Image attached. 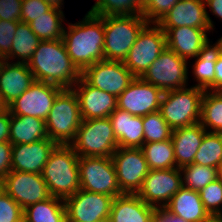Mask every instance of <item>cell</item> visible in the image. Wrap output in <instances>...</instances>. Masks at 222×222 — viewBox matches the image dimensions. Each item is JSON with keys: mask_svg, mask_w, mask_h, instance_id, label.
Here are the masks:
<instances>
[{"mask_svg": "<svg viewBox=\"0 0 222 222\" xmlns=\"http://www.w3.org/2000/svg\"><path fill=\"white\" fill-rule=\"evenodd\" d=\"M9 138L10 143L16 145L30 144L49 137L43 119L11 114Z\"/></svg>", "mask_w": 222, "mask_h": 222, "instance_id": "4316f807", "label": "cell"}, {"mask_svg": "<svg viewBox=\"0 0 222 222\" xmlns=\"http://www.w3.org/2000/svg\"><path fill=\"white\" fill-rule=\"evenodd\" d=\"M113 197L79 189L64 199L66 222H99L110 216Z\"/></svg>", "mask_w": 222, "mask_h": 222, "instance_id": "7c38bea8", "label": "cell"}, {"mask_svg": "<svg viewBox=\"0 0 222 222\" xmlns=\"http://www.w3.org/2000/svg\"><path fill=\"white\" fill-rule=\"evenodd\" d=\"M204 0H179L157 24L161 28L194 27L213 29Z\"/></svg>", "mask_w": 222, "mask_h": 222, "instance_id": "d6986e66", "label": "cell"}, {"mask_svg": "<svg viewBox=\"0 0 222 222\" xmlns=\"http://www.w3.org/2000/svg\"><path fill=\"white\" fill-rule=\"evenodd\" d=\"M212 91H222V57L219 56L215 63V76L212 82Z\"/></svg>", "mask_w": 222, "mask_h": 222, "instance_id": "7dc6e473", "label": "cell"}, {"mask_svg": "<svg viewBox=\"0 0 222 222\" xmlns=\"http://www.w3.org/2000/svg\"><path fill=\"white\" fill-rule=\"evenodd\" d=\"M206 132L200 122L173 130L171 140L174 147L176 167L181 168L193 163L195 154L201 146Z\"/></svg>", "mask_w": 222, "mask_h": 222, "instance_id": "d4e9b609", "label": "cell"}, {"mask_svg": "<svg viewBox=\"0 0 222 222\" xmlns=\"http://www.w3.org/2000/svg\"><path fill=\"white\" fill-rule=\"evenodd\" d=\"M10 119V111L8 108L4 107L0 112V143L4 141L10 142Z\"/></svg>", "mask_w": 222, "mask_h": 222, "instance_id": "f6af8a7d", "label": "cell"}, {"mask_svg": "<svg viewBox=\"0 0 222 222\" xmlns=\"http://www.w3.org/2000/svg\"><path fill=\"white\" fill-rule=\"evenodd\" d=\"M149 170L176 168L174 147L171 139L161 142L144 143L141 146Z\"/></svg>", "mask_w": 222, "mask_h": 222, "instance_id": "4dcf8cb0", "label": "cell"}, {"mask_svg": "<svg viewBox=\"0 0 222 222\" xmlns=\"http://www.w3.org/2000/svg\"><path fill=\"white\" fill-rule=\"evenodd\" d=\"M80 189L115 198L124 194L111 157H79Z\"/></svg>", "mask_w": 222, "mask_h": 222, "instance_id": "9c48e42d", "label": "cell"}, {"mask_svg": "<svg viewBox=\"0 0 222 222\" xmlns=\"http://www.w3.org/2000/svg\"><path fill=\"white\" fill-rule=\"evenodd\" d=\"M62 90L56 85L35 81L7 108L13 115L31 116L45 121L57 95Z\"/></svg>", "mask_w": 222, "mask_h": 222, "instance_id": "9a60e30c", "label": "cell"}, {"mask_svg": "<svg viewBox=\"0 0 222 222\" xmlns=\"http://www.w3.org/2000/svg\"><path fill=\"white\" fill-rule=\"evenodd\" d=\"M111 158L121 191L128 194H137L149 172L141 148L118 147Z\"/></svg>", "mask_w": 222, "mask_h": 222, "instance_id": "8fae6325", "label": "cell"}, {"mask_svg": "<svg viewBox=\"0 0 222 222\" xmlns=\"http://www.w3.org/2000/svg\"><path fill=\"white\" fill-rule=\"evenodd\" d=\"M99 222H112V221L109 218H107V219L101 220Z\"/></svg>", "mask_w": 222, "mask_h": 222, "instance_id": "11a10c76", "label": "cell"}, {"mask_svg": "<svg viewBox=\"0 0 222 222\" xmlns=\"http://www.w3.org/2000/svg\"><path fill=\"white\" fill-rule=\"evenodd\" d=\"M12 146L7 141L0 143V178L3 180L12 171Z\"/></svg>", "mask_w": 222, "mask_h": 222, "instance_id": "ee69618b", "label": "cell"}, {"mask_svg": "<svg viewBox=\"0 0 222 222\" xmlns=\"http://www.w3.org/2000/svg\"><path fill=\"white\" fill-rule=\"evenodd\" d=\"M72 89L78 98L82 120L107 118L117 108L116 96L89 85L82 77Z\"/></svg>", "mask_w": 222, "mask_h": 222, "instance_id": "ac0fdd59", "label": "cell"}, {"mask_svg": "<svg viewBox=\"0 0 222 222\" xmlns=\"http://www.w3.org/2000/svg\"><path fill=\"white\" fill-rule=\"evenodd\" d=\"M208 222H222V217L221 218H211Z\"/></svg>", "mask_w": 222, "mask_h": 222, "instance_id": "db71d44e", "label": "cell"}, {"mask_svg": "<svg viewBox=\"0 0 222 222\" xmlns=\"http://www.w3.org/2000/svg\"><path fill=\"white\" fill-rule=\"evenodd\" d=\"M14 35L11 53L4 60L9 61L17 57L19 59L17 62L28 63L41 40L32 31L30 25L22 21L18 23Z\"/></svg>", "mask_w": 222, "mask_h": 222, "instance_id": "f546056e", "label": "cell"}, {"mask_svg": "<svg viewBox=\"0 0 222 222\" xmlns=\"http://www.w3.org/2000/svg\"><path fill=\"white\" fill-rule=\"evenodd\" d=\"M36 81L71 89L81 71L68 55L63 39L41 41L27 63Z\"/></svg>", "mask_w": 222, "mask_h": 222, "instance_id": "6da1fadb", "label": "cell"}, {"mask_svg": "<svg viewBox=\"0 0 222 222\" xmlns=\"http://www.w3.org/2000/svg\"><path fill=\"white\" fill-rule=\"evenodd\" d=\"M78 161L70 145L54 148L41 173L51 196L66 199L80 189Z\"/></svg>", "mask_w": 222, "mask_h": 222, "instance_id": "3957f363", "label": "cell"}, {"mask_svg": "<svg viewBox=\"0 0 222 222\" xmlns=\"http://www.w3.org/2000/svg\"><path fill=\"white\" fill-rule=\"evenodd\" d=\"M104 59L124 62L140 31L148 24L141 15L103 16Z\"/></svg>", "mask_w": 222, "mask_h": 222, "instance_id": "277c9868", "label": "cell"}, {"mask_svg": "<svg viewBox=\"0 0 222 222\" xmlns=\"http://www.w3.org/2000/svg\"><path fill=\"white\" fill-rule=\"evenodd\" d=\"M81 122L79 102L74 90L63 89L57 95L45 120L49 139L59 145H70Z\"/></svg>", "mask_w": 222, "mask_h": 222, "instance_id": "5b68a950", "label": "cell"}, {"mask_svg": "<svg viewBox=\"0 0 222 222\" xmlns=\"http://www.w3.org/2000/svg\"><path fill=\"white\" fill-rule=\"evenodd\" d=\"M20 21L0 20V59L4 60L10 53L14 34Z\"/></svg>", "mask_w": 222, "mask_h": 222, "instance_id": "60d3db41", "label": "cell"}, {"mask_svg": "<svg viewBox=\"0 0 222 222\" xmlns=\"http://www.w3.org/2000/svg\"><path fill=\"white\" fill-rule=\"evenodd\" d=\"M81 77L91 86L118 97L135 76L120 61L101 60L86 67Z\"/></svg>", "mask_w": 222, "mask_h": 222, "instance_id": "4fadbf2b", "label": "cell"}, {"mask_svg": "<svg viewBox=\"0 0 222 222\" xmlns=\"http://www.w3.org/2000/svg\"><path fill=\"white\" fill-rule=\"evenodd\" d=\"M205 5L210 8V11L217 17L222 19V0H204Z\"/></svg>", "mask_w": 222, "mask_h": 222, "instance_id": "c3c4849f", "label": "cell"}, {"mask_svg": "<svg viewBox=\"0 0 222 222\" xmlns=\"http://www.w3.org/2000/svg\"><path fill=\"white\" fill-rule=\"evenodd\" d=\"M156 208L146 204L137 194L116 196L111 205L112 222H153Z\"/></svg>", "mask_w": 222, "mask_h": 222, "instance_id": "603a6c76", "label": "cell"}, {"mask_svg": "<svg viewBox=\"0 0 222 222\" xmlns=\"http://www.w3.org/2000/svg\"><path fill=\"white\" fill-rule=\"evenodd\" d=\"M70 146L79 157H111L118 142L110 118L82 120Z\"/></svg>", "mask_w": 222, "mask_h": 222, "instance_id": "8992f818", "label": "cell"}, {"mask_svg": "<svg viewBox=\"0 0 222 222\" xmlns=\"http://www.w3.org/2000/svg\"><path fill=\"white\" fill-rule=\"evenodd\" d=\"M4 191L23 209L51 197L42 174L17 170L5 176Z\"/></svg>", "mask_w": 222, "mask_h": 222, "instance_id": "2e32d148", "label": "cell"}, {"mask_svg": "<svg viewBox=\"0 0 222 222\" xmlns=\"http://www.w3.org/2000/svg\"><path fill=\"white\" fill-rule=\"evenodd\" d=\"M204 90L195 86L163 93L160 112L174 130L200 122Z\"/></svg>", "mask_w": 222, "mask_h": 222, "instance_id": "52a82bcc", "label": "cell"}, {"mask_svg": "<svg viewBox=\"0 0 222 222\" xmlns=\"http://www.w3.org/2000/svg\"><path fill=\"white\" fill-rule=\"evenodd\" d=\"M187 68V60L166 47L141 78L163 92L181 89L187 86Z\"/></svg>", "mask_w": 222, "mask_h": 222, "instance_id": "30bf717a", "label": "cell"}, {"mask_svg": "<svg viewBox=\"0 0 222 222\" xmlns=\"http://www.w3.org/2000/svg\"><path fill=\"white\" fill-rule=\"evenodd\" d=\"M63 11L51 8L45 15L29 23L30 28L41 41L62 39L64 27Z\"/></svg>", "mask_w": 222, "mask_h": 222, "instance_id": "d6a6232c", "label": "cell"}, {"mask_svg": "<svg viewBox=\"0 0 222 222\" xmlns=\"http://www.w3.org/2000/svg\"><path fill=\"white\" fill-rule=\"evenodd\" d=\"M218 178L222 181V163L218 168Z\"/></svg>", "mask_w": 222, "mask_h": 222, "instance_id": "816d5d0a", "label": "cell"}, {"mask_svg": "<svg viewBox=\"0 0 222 222\" xmlns=\"http://www.w3.org/2000/svg\"><path fill=\"white\" fill-rule=\"evenodd\" d=\"M209 39L203 44L202 49L193 65V74L198 82L195 87L204 91H212V82L215 76V63L219 57L217 43L210 45Z\"/></svg>", "mask_w": 222, "mask_h": 222, "instance_id": "83f0119b", "label": "cell"}, {"mask_svg": "<svg viewBox=\"0 0 222 222\" xmlns=\"http://www.w3.org/2000/svg\"><path fill=\"white\" fill-rule=\"evenodd\" d=\"M23 0H0V20L21 21Z\"/></svg>", "mask_w": 222, "mask_h": 222, "instance_id": "7bdbcfd3", "label": "cell"}, {"mask_svg": "<svg viewBox=\"0 0 222 222\" xmlns=\"http://www.w3.org/2000/svg\"><path fill=\"white\" fill-rule=\"evenodd\" d=\"M216 43L218 45L219 56L222 57V37Z\"/></svg>", "mask_w": 222, "mask_h": 222, "instance_id": "f907efd6", "label": "cell"}, {"mask_svg": "<svg viewBox=\"0 0 222 222\" xmlns=\"http://www.w3.org/2000/svg\"><path fill=\"white\" fill-rule=\"evenodd\" d=\"M58 144L49 138L30 144L12 146V170L41 174L54 148Z\"/></svg>", "mask_w": 222, "mask_h": 222, "instance_id": "44dd1931", "label": "cell"}, {"mask_svg": "<svg viewBox=\"0 0 222 222\" xmlns=\"http://www.w3.org/2000/svg\"><path fill=\"white\" fill-rule=\"evenodd\" d=\"M165 208L187 222H208L212 218L205 210L199 192L183 186Z\"/></svg>", "mask_w": 222, "mask_h": 222, "instance_id": "484cf974", "label": "cell"}, {"mask_svg": "<svg viewBox=\"0 0 222 222\" xmlns=\"http://www.w3.org/2000/svg\"><path fill=\"white\" fill-rule=\"evenodd\" d=\"M200 123L207 132L222 133V91H204Z\"/></svg>", "mask_w": 222, "mask_h": 222, "instance_id": "1f68e13d", "label": "cell"}, {"mask_svg": "<svg viewBox=\"0 0 222 222\" xmlns=\"http://www.w3.org/2000/svg\"><path fill=\"white\" fill-rule=\"evenodd\" d=\"M193 163L219 168L222 163V133L206 132L204 134Z\"/></svg>", "mask_w": 222, "mask_h": 222, "instance_id": "e575fe53", "label": "cell"}, {"mask_svg": "<svg viewBox=\"0 0 222 222\" xmlns=\"http://www.w3.org/2000/svg\"><path fill=\"white\" fill-rule=\"evenodd\" d=\"M154 222H187L182 218L170 213L165 207L156 208Z\"/></svg>", "mask_w": 222, "mask_h": 222, "instance_id": "bcb514c9", "label": "cell"}, {"mask_svg": "<svg viewBox=\"0 0 222 222\" xmlns=\"http://www.w3.org/2000/svg\"><path fill=\"white\" fill-rule=\"evenodd\" d=\"M205 210L212 218H221L222 181L217 178L199 191Z\"/></svg>", "mask_w": 222, "mask_h": 222, "instance_id": "74e56055", "label": "cell"}, {"mask_svg": "<svg viewBox=\"0 0 222 222\" xmlns=\"http://www.w3.org/2000/svg\"><path fill=\"white\" fill-rule=\"evenodd\" d=\"M24 209L5 191L0 193V222H23Z\"/></svg>", "mask_w": 222, "mask_h": 222, "instance_id": "ab89813d", "label": "cell"}, {"mask_svg": "<svg viewBox=\"0 0 222 222\" xmlns=\"http://www.w3.org/2000/svg\"><path fill=\"white\" fill-rule=\"evenodd\" d=\"M145 0H97L89 10L97 16L141 15Z\"/></svg>", "mask_w": 222, "mask_h": 222, "instance_id": "836d02e7", "label": "cell"}, {"mask_svg": "<svg viewBox=\"0 0 222 222\" xmlns=\"http://www.w3.org/2000/svg\"><path fill=\"white\" fill-rule=\"evenodd\" d=\"M161 29L165 32L167 47L185 60L196 58L208 40L207 31L203 28L184 26Z\"/></svg>", "mask_w": 222, "mask_h": 222, "instance_id": "7402d4cb", "label": "cell"}, {"mask_svg": "<svg viewBox=\"0 0 222 222\" xmlns=\"http://www.w3.org/2000/svg\"><path fill=\"white\" fill-rule=\"evenodd\" d=\"M152 25L140 31L123 62L135 77H141L167 47L165 32L158 24Z\"/></svg>", "mask_w": 222, "mask_h": 222, "instance_id": "ba28073f", "label": "cell"}, {"mask_svg": "<svg viewBox=\"0 0 222 222\" xmlns=\"http://www.w3.org/2000/svg\"><path fill=\"white\" fill-rule=\"evenodd\" d=\"M180 169L183 173V187L198 192L218 178V169L213 167L191 163Z\"/></svg>", "mask_w": 222, "mask_h": 222, "instance_id": "d590c367", "label": "cell"}, {"mask_svg": "<svg viewBox=\"0 0 222 222\" xmlns=\"http://www.w3.org/2000/svg\"><path fill=\"white\" fill-rule=\"evenodd\" d=\"M183 186L181 169L149 170L137 195L155 208L165 207Z\"/></svg>", "mask_w": 222, "mask_h": 222, "instance_id": "5bb4252c", "label": "cell"}, {"mask_svg": "<svg viewBox=\"0 0 222 222\" xmlns=\"http://www.w3.org/2000/svg\"><path fill=\"white\" fill-rule=\"evenodd\" d=\"M144 143L161 142L171 139L173 129L163 119L160 111L142 116Z\"/></svg>", "mask_w": 222, "mask_h": 222, "instance_id": "8d00e7d4", "label": "cell"}, {"mask_svg": "<svg viewBox=\"0 0 222 222\" xmlns=\"http://www.w3.org/2000/svg\"><path fill=\"white\" fill-rule=\"evenodd\" d=\"M47 4H49L52 8L59 9L61 10L62 5H63V0H43Z\"/></svg>", "mask_w": 222, "mask_h": 222, "instance_id": "681fc988", "label": "cell"}, {"mask_svg": "<svg viewBox=\"0 0 222 222\" xmlns=\"http://www.w3.org/2000/svg\"><path fill=\"white\" fill-rule=\"evenodd\" d=\"M4 191V180L0 178V193Z\"/></svg>", "mask_w": 222, "mask_h": 222, "instance_id": "f5cc1de1", "label": "cell"}, {"mask_svg": "<svg viewBox=\"0 0 222 222\" xmlns=\"http://www.w3.org/2000/svg\"><path fill=\"white\" fill-rule=\"evenodd\" d=\"M23 222H66L64 199L51 196L27 206Z\"/></svg>", "mask_w": 222, "mask_h": 222, "instance_id": "f1b7e54d", "label": "cell"}, {"mask_svg": "<svg viewBox=\"0 0 222 222\" xmlns=\"http://www.w3.org/2000/svg\"><path fill=\"white\" fill-rule=\"evenodd\" d=\"M179 0H145L142 16L150 24L158 23Z\"/></svg>", "mask_w": 222, "mask_h": 222, "instance_id": "f35d334b", "label": "cell"}, {"mask_svg": "<svg viewBox=\"0 0 222 222\" xmlns=\"http://www.w3.org/2000/svg\"><path fill=\"white\" fill-rule=\"evenodd\" d=\"M4 108V106L0 103V112Z\"/></svg>", "mask_w": 222, "mask_h": 222, "instance_id": "9f6ffc18", "label": "cell"}, {"mask_svg": "<svg viewBox=\"0 0 222 222\" xmlns=\"http://www.w3.org/2000/svg\"><path fill=\"white\" fill-rule=\"evenodd\" d=\"M118 147L141 148L144 144L142 116L116 108L109 116Z\"/></svg>", "mask_w": 222, "mask_h": 222, "instance_id": "cb8c5ba5", "label": "cell"}, {"mask_svg": "<svg viewBox=\"0 0 222 222\" xmlns=\"http://www.w3.org/2000/svg\"><path fill=\"white\" fill-rule=\"evenodd\" d=\"M52 7L43 0H23L21 21L29 24L37 17L45 15Z\"/></svg>", "mask_w": 222, "mask_h": 222, "instance_id": "b9f144b4", "label": "cell"}, {"mask_svg": "<svg viewBox=\"0 0 222 222\" xmlns=\"http://www.w3.org/2000/svg\"><path fill=\"white\" fill-rule=\"evenodd\" d=\"M163 91L141 77H135L117 97V108L135 116H145L160 110Z\"/></svg>", "mask_w": 222, "mask_h": 222, "instance_id": "e0dca14e", "label": "cell"}, {"mask_svg": "<svg viewBox=\"0 0 222 222\" xmlns=\"http://www.w3.org/2000/svg\"><path fill=\"white\" fill-rule=\"evenodd\" d=\"M3 60L0 67V103L7 108L36 80L27 63Z\"/></svg>", "mask_w": 222, "mask_h": 222, "instance_id": "ffe728a7", "label": "cell"}, {"mask_svg": "<svg viewBox=\"0 0 222 222\" xmlns=\"http://www.w3.org/2000/svg\"><path fill=\"white\" fill-rule=\"evenodd\" d=\"M64 28L63 41L68 55L82 72L86 67L104 60V23L103 16L89 11L82 21L68 24Z\"/></svg>", "mask_w": 222, "mask_h": 222, "instance_id": "7a4b0ae2", "label": "cell"}]
</instances>
